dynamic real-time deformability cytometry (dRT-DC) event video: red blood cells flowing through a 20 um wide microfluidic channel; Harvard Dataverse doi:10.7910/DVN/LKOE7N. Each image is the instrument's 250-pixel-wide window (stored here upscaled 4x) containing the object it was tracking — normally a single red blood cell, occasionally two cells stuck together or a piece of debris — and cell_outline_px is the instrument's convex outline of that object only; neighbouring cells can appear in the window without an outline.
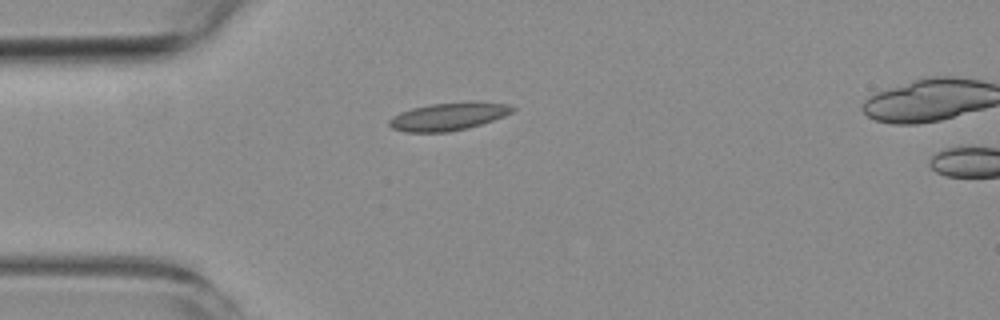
{"species": "common noctule bat (a hibernating species)", "species_latin": "Nyctalus noctula", "temperature_condition": "room temperature", "stored_images_in_passage": 2, "camera_frame_rate_fps": 3000, "um_per_image_px": 0.085, "animal": {"sex": "female", "body_mass_g": 19.3, "forearm_length_mm": 54.1}, "frame": {"image": 1, "passage_image": 1, "time_ms": 0.0, "image_size_px": [1000, 320], "cell_outline_px": [[516, 108], [512, 112], [504, 116], [480, 124], [448, 132], [404, 132], [392, 128], [388, 124], [388, 120], [392, 116], [400, 112], [412, 108], [432, 104], [512, 104]], "centroid_in_image_um": [38.01, 9.94], "position_along_channel_um": 47.0, "area_um2": 19.02}}